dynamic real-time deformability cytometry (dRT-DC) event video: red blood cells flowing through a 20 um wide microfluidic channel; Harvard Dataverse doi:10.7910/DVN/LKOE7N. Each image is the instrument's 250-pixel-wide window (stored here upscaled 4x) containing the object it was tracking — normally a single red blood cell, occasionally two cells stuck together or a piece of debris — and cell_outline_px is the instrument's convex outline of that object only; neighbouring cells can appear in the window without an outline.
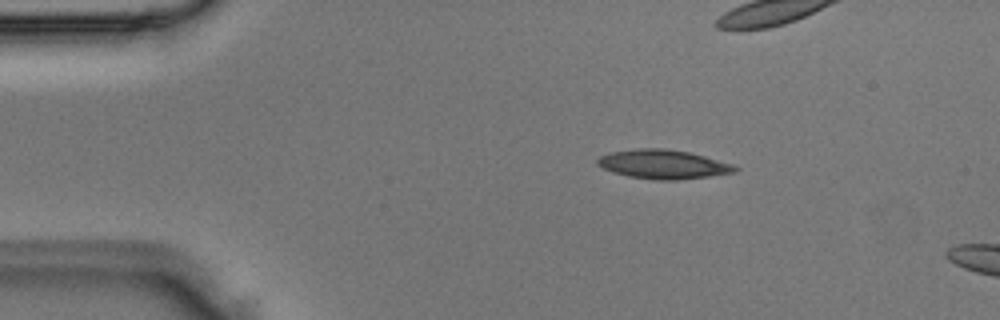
{"species": "Egyptian fruit bat (a non-hibernating species)", "species_latin": "Rousettus aegyptiacus", "temperature_condition": "room temperature", "stored_images_in_passage": 2, "camera_frame_rate_fps": 3000, "um_per_image_px": 0.085, "animal": {"sex": "male"}, "frame": {"image": 1, "passage_image": 1, "time_ms": 0.0, "image_size_px": [1000, 320], "cell_outline_px": [[740, 168], [736, 172], [708, 176], [676, 180], [656, 180], [628, 176], [612, 172], [596, 164], [596, 160], [600, 156], [608, 152], [636, 148], [664, 148], [688, 152], [704, 156], [732, 164]], "centroid_in_image_um": [56.33, 13.96], "position_along_channel_um": 28.7, "area_um2": 23.29}}